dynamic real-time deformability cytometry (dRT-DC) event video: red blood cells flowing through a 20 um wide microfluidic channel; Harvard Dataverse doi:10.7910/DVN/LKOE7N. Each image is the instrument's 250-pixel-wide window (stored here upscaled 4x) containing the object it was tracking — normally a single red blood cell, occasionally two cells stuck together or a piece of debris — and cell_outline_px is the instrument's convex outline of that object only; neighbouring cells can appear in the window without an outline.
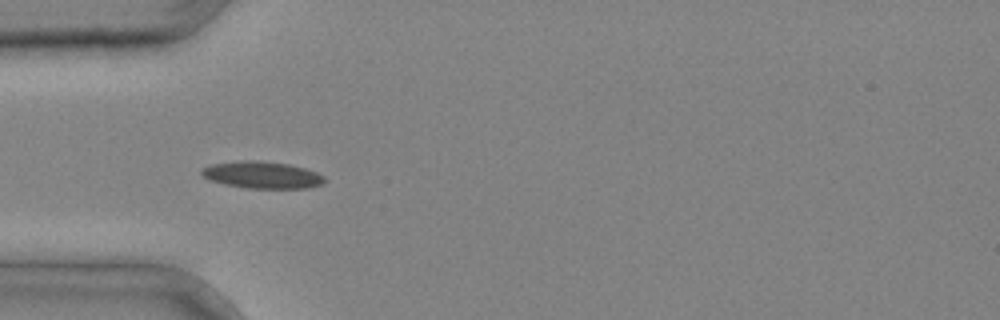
{"species": "common noctule bat (a hibernating species)", "species_latin": "Nyctalus noctula", "temperature_condition": "cold", "stored_images_in_passage": 3, "camera_frame_rate_fps": 3000, "um_per_image_px": 0.085, "animal": {"sex": "male", "body_mass_g": 20.4}, "frame": {"image": 1, "passage_image": 2, "time_ms": 0.333, "image_size_px": [1000, 320], "cell_outline_px": [[324, 184], [308, 188], [248, 188], [228, 184], [212, 180], [204, 176], [200, 172], [204, 168], [212, 164], [240, 160], [256, 160], [288, 164], [304, 168], [316, 172], [324, 176]], "centroid_in_image_um": [22.33, 14.86], "position_along_channel_um": 62.7, "area_um2": 19.02}}